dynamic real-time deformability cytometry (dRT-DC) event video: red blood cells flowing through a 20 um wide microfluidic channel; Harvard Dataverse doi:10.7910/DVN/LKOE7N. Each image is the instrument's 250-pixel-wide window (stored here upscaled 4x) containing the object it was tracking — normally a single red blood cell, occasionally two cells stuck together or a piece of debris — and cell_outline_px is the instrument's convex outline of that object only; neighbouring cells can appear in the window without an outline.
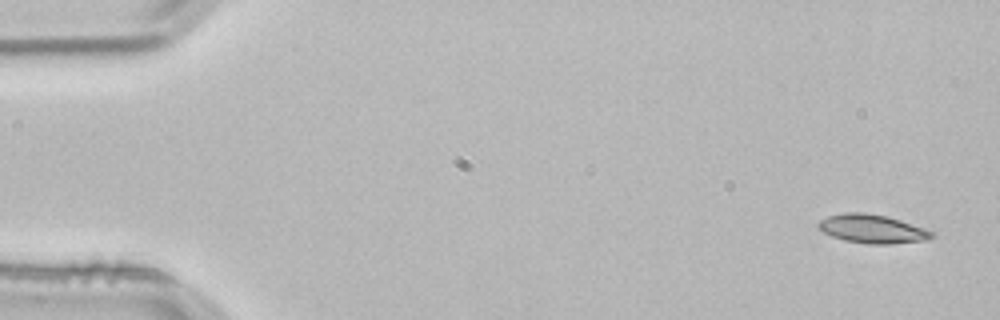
{"species": "common noctule bat (a hibernating species)", "species_latin": "Nyctalus noctula", "temperature_condition": "room temperature", "stored_images_in_passage": 4, "camera_frame_rate_fps": 3000, "um_per_image_px": 0.085, "animal": {"sex": "male", "body_mass_g": 21.5, "forearm_length_mm": 52.0}, "frame": {"image": 1, "passage_image": 1, "time_ms": 0.0, "image_size_px": [1000, 320], "cell_outline_px": [[936, 236], [928, 240], [888, 244], [868, 244], [844, 240], [832, 236], [824, 232], [816, 224], [820, 220], [828, 216], [844, 212], [864, 212], [888, 216], [924, 228], [932, 232]], "centroid_in_image_um": [74.15, 19.45], "position_along_channel_um": 10.8, "area_um2": 18.96}}
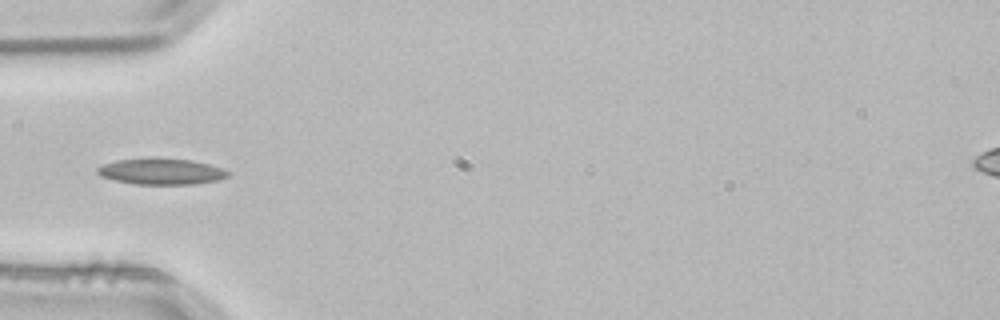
{"frame": {"image": 2, "passage_image": 4, "time_ms": 1.0, "image_size_px": [1000, 320], "cell_outline_px": [[232, 172], [228, 176], [220, 180], [196, 184], [136, 184], [116, 180], [100, 176], [96, 172], [96, 168], [104, 164], [116, 160], [152, 156], [160, 156], [192, 160], [208, 164]], "centroid_in_image_um": [13.71, 14.54], "position_along_channel_um": 71.3, "area_um2": 20.4}}